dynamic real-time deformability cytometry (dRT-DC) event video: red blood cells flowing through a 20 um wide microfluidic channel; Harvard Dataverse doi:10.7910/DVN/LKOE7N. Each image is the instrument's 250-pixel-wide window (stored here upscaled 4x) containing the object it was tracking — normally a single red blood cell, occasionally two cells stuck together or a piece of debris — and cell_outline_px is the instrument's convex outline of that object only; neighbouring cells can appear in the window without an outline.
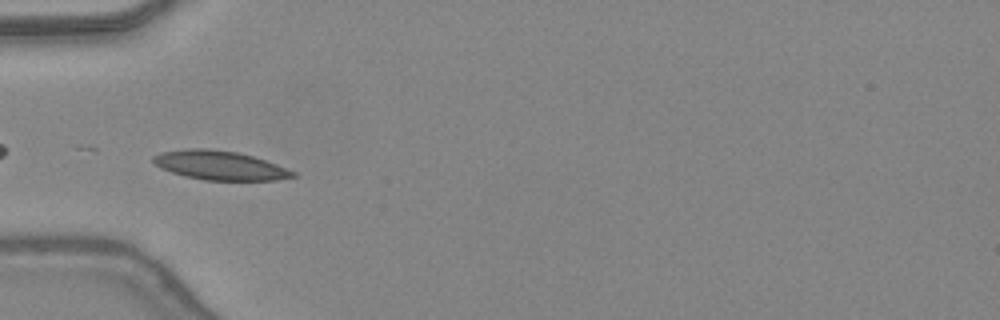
{"species": "common noctule bat (a hibernating species)", "species_latin": "Nyctalus noctula", "temperature_condition": "warm", "stored_images_in_passage": 38, "camera_frame_rate_fps": 3000, "um_per_image_px": 0.085, "animal": {"sex": "female", "body_mass_g": 24.6, "forearm_length_mm": 56.2}, "frame": {"image": 1, "passage_image": 16, "time_ms": 5.0, "image_size_px": [1000, 320], "cell_outline_px": [[296, 176], [276, 180], [204, 180], [184, 176], [160, 168], [152, 160], [152, 156], [160, 152], [188, 148], [208, 148], [236, 152], [252, 156], [276, 164], [296, 172]], "centroid_in_image_um": [18.65, 14.05], "position_along_channel_um": 66.3, "area_um2": 23.58}}
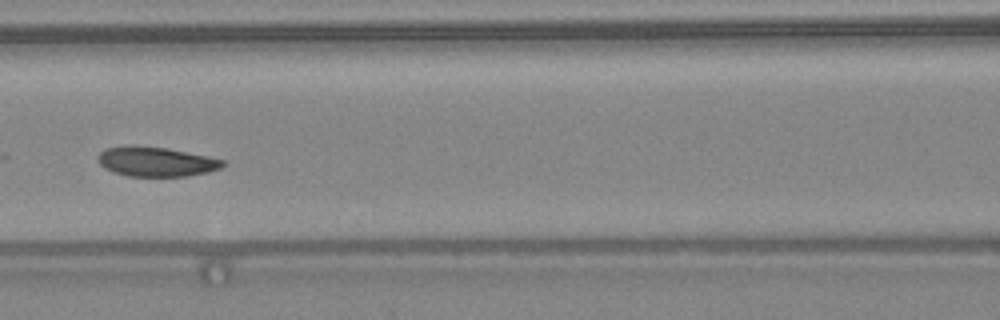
{"frame": {"image": 2, "passage_image": 22, "time_ms": 7.0, "image_size_px": [1000, 320], "cell_outline_px": [[224, 164], [220, 168], [208, 172], [188, 176], [128, 176], [112, 172], [104, 168], [96, 160], [96, 156], [104, 148], [128, 144], [132, 144], [164, 148], [224, 160]], "centroid_in_image_um": [13.15, 13.73], "position_along_channel_um": 153.4, "area_um2": 21.62}}
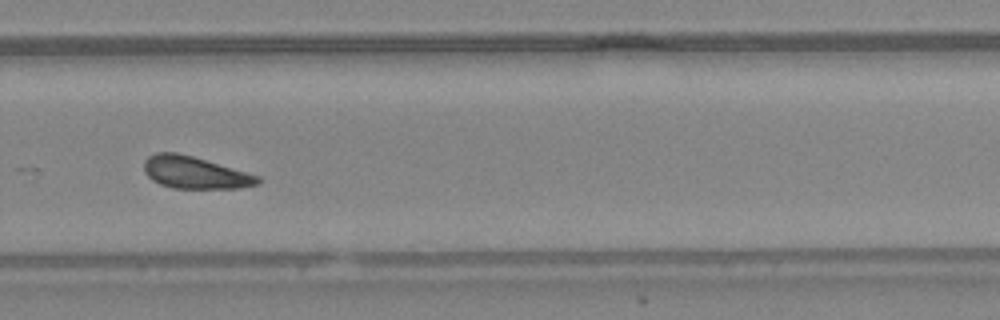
{"frame": {"image": 3, "passage_image": 33, "time_ms": 10.667, "image_size_px": [1000, 320], "cell_outline_px": [[260, 184], [240, 188], [172, 188], [160, 184], [152, 180], [144, 172], [144, 160], [148, 156], [156, 152], [176, 152], [192, 156], [260, 176]], "centroid_in_image_um": [16.55, 14.67], "position_along_channel_um": 313.3, "area_um2": 21.27}, "authors_computed_cell_mechanics": {"area_um2": 22.3686, "velocity_mm_per_s": 4.3992, "shape_relaxation_time_tau1_ms": null, "shape_relaxation_time_tau2_ms": 9.4324, "deformation_change_tau1": null, "deformation_change_tau2": 0.1712}}